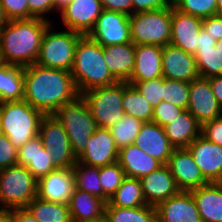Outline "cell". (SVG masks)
<instances>
[{"label":"cell","mask_w":222,"mask_h":222,"mask_svg":"<svg viewBox=\"0 0 222 222\" xmlns=\"http://www.w3.org/2000/svg\"><path fill=\"white\" fill-rule=\"evenodd\" d=\"M24 98V67L0 64V103Z\"/></svg>","instance_id":"cell-30"},{"label":"cell","mask_w":222,"mask_h":222,"mask_svg":"<svg viewBox=\"0 0 222 222\" xmlns=\"http://www.w3.org/2000/svg\"><path fill=\"white\" fill-rule=\"evenodd\" d=\"M144 205H147V202L142 192L140 179L126 176L105 206L134 208Z\"/></svg>","instance_id":"cell-32"},{"label":"cell","mask_w":222,"mask_h":222,"mask_svg":"<svg viewBox=\"0 0 222 222\" xmlns=\"http://www.w3.org/2000/svg\"><path fill=\"white\" fill-rule=\"evenodd\" d=\"M203 19L179 12L172 6V32L170 44L195 55Z\"/></svg>","instance_id":"cell-21"},{"label":"cell","mask_w":222,"mask_h":222,"mask_svg":"<svg viewBox=\"0 0 222 222\" xmlns=\"http://www.w3.org/2000/svg\"><path fill=\"white\" fill-rule=\"evenodd\" d=\"M17 152V164L25 166L37 180L56 169L39 135L26 142Z\"/></svg>","instance_id":"cell-23"},{"label":"cell","mask_w":222,"mask_h":222,"mask_svg":"<svg viewBox=\"0 0 222 222\" xmlns=\"http://www.w3.org/2000/svg\"><path fill=\"white\" fill-rule=\"evenodd\" d=\"M71 75L79 95L119 82L105 63L103 46L88 35H82L76 44Z\"/></svg>","instance_id":"cell-3"},{"label":"cell","mask_w":222,"mask_h":222,"mask_svg":"<svg viewBox=\"0 0 222 222\" xmlns=\"http://www.w3.org/2000/svg\"><path fill=\"white\" fill-rule=\"evenodd\" d=\"M129 17L124 13L103 9L88 36L103 47L130 43Z\"/></svg>","instance_id":"cell-11"},{"label":"cell","mask_w":222,"mask_h":222,"mask_svg":"<svg viewBox=\"0 0 222 222\" xmlns=\"http://www.w3.org/2000/svg\"><path fill=\"white\" fill-rule=\"evenodd\" d=\"M128 83L133 85L153 108L163 101L162 77L155 80Z\"/></svg>","instance_id":"cell-41"},{"label":"cell","mask_w":222,"mask_h":222,"mask_svg":"<svg viewBox=\"0 0 222 222\" xmlns=\"http://www.w3.org/2000/svg\"><path fill=\"white\" fill-rule=\"evenodd\" d=\"M133 13L146 12L173 6V0H132Z\"/></svg>","instance_id":"cell-46"},{"label":"cell","mask_w":222,"mask_h":222,"mask_svg":"<svg viewBox=\"0 0 222 222\" xmlns=\"http://www.w3.org/2000/svg\"><path fill=\"white\" fill-rule=\"evenodd\" d=\"M208 80L214 96L217 99L218 104L222 108V75L209 78Z\"/></svg>","instance_id":"cell-52"},{"label":"cell","mask_w":222,"mask_h":222,"mask_svg":"<svg viewBox=\"0 0 222 222\" xmlns=\"http://www.w3.org/2000/svg\"><path fill=\"white\" fill-rule=\"evenodd\" d=\"M117 162L127 177L138 179H141L163 165L160 161L145 153L134 144H130L119 150Z\"/></svg>","instance_id":"cell-26"},{"label":"cell","mask_w":222,"mask_h":222,"mask_svg":"<svg viewBox=\"0 0 222 222\" xmlns=\"http://www.w3.org/2000/svg\"><path fill=\"white\" fill-rule=\"evenodd\" d=\"M163 128L169 142L175 148H187L201 135L202 125L185 109L177 118Z\"/></svg>","instance_id":"cell-28"},{"label":"cell","mask_w":222,"mask_h":222,"mask_svg":"<svg viewBox=\"0 0 222 222\" xmlns=\"http://www.w3.org/2000/svg\"><path fill=\"white\" fill-rule=\"evenodd\" d=\"M195 56L196 67L201 78L209 79L222 75V61H220L219 49H201Z\"/></svg>","instance_id":"cell-37"},{"label":"cell","mask_w":222,"mask_h":222,"mask_svg":"<svg viewBox=\"0 0 222 222\" xmlns=\"http://www.w3.org/2000/svg\"><path fill=\"white\" fill-rule=\"evenodd\" d=\"M140 182L147 205L154 207L180 191L167 164L143 176Z\"/></svg>","instance_id":"cell-20"},{"label":"cell","mask_w":222,"mask_h":222,"mask_svg":"<svg viewBox=\"0 0 222 222\" xmlns=\"http://www.w3.org/2000/svg\"><path fill=\"white\" fill-rule=\"evenodd\" d=\"M73 0H54V9L61 11L67 5H69Z\"/></svg>","instance_id":"cell-54"},{"label":"cell","mask_w":222,"mask_h":222,"mask_svg":"<svg viewBox=\"0 0 222 222\" xmlns=\"http://www.w3.org/2000/svg\"><path fill=\"white\" fill-rule=\"evenodd\" d=\"M9 21L35 18L30 12L27 0H0Z\"/></svg>","instance_id":"cell-43"},{"label":"cell","mask_w":222,"mask_h":222,"mask_svg":"<svg viewBox=\"0 0 222 222\" xmlns=\"http://www.w3.org/2000/svg\"><path fill=\"white\" fill-rule=\"evenodd\" d=\"M45 115L31 107L26 101H5L0 103V132L19 149L26 142L39 135V127Z\"/></svg>","instance_id":"cell-4"},{"label":"cell","mask_w":222,"mask_h":222,"mask_svg":"<svg viewBox=\"0 0 222 222\" xmlns=\"http://www.w3.org/2000/svg\"><path fill=\"white\" fill-rule=\"evenodd\" d=\"M123 108L127 115L144 122H151L154 108L136 88L128 82H123Z\"/></svg>","instance_id":"cell-33"},{"label":"cell","mask_w":222,"mask_h":222,"mask_svg":"<svg viewBox=\"0 0 222 222\" xmlns=\"http://www.w3.org/2000/svg\"><path fill=\"white\" fill-rule=\"evenodd\" d=\"M125 177L124 170L118 162L99 167V180L104 192V201L106 203L122 184Z\"/></svg>","instance_id":"cell-38"},{"label":"cell","mask_w":222,"mask_h":222,"mask_svg":"<svg viewBox=\"0 0 222 222\" xmlns=\"http://www.w3.org/2000/svg\"><path fill=\"white\" fill-rule=\"evenodd\" d=\"M91 222H110V220L107 218V216L104 214L101 218H98Z\"/></svg>","instance_id":"cell-57"},{"label":"cell","mask_w":222,"mask_h":222,"mask_svg":"<svg viewBox=\"0 0 222 222\" xmlns=\"http://www.w3.org/2000/svg\"><path fill=\"white\" fill-rule=\"evenodd\" d=\"M118 152L110 129L98 127L89 137L85 152L77 159V162L103 167L117 162Z\"/></svg>","instance_id":"cell-18"},{"label":"cell","mask_w":222,"mask_h":222,"mask_svg":"<svg viewBox=\"0 0 222 222\" xmlns=\"http://www.w3.org/2000/svg\"><path fill=\"white\" fill-rule=\"evenodd\" d=\"M49 19L12 20L0 28V60L13 66L35 64Z\"/></svg>","instance_id":"cell-2"},{"label":"cell","mask_w":222,"mask_h":222,"mask_svg":"<svg viewBox=\"0 0 222 222\" xmlns=\"http://www.w3.org/2000/svg\"><path fill=\"white\" fill-rule=\"evenodd\" d=\"M202 28L209 33L216 42L222 40V14L204 18Z\"/></svg>","instance_id":"cell-47"},{"label":"cell","mask_w":222,"mask_h":222,"mask_svg":"<svg viewBox=\"0 0 222 222\" xmlns=\"http://www.w3.org/2000/svg\"><path fill=\"white\" fill-rule=\"evenodd\" d=\"M190 191L202 222H222V185L209 183Z\"/></svg>","instance_id":"cell-27"},{"label":"cell","mask_w":222,"mask_h":222,"mask_svg":"<svg viewBox=\"0 0 222 222\" xmlns=\"http://www.w3.org/2000/svg\"><path fill=\"white\" fill-rule=\"evenodd\" d=\"M79 94L71 72L35 64L24 67V98L44 115H53Z\"/></svg>","instance_id":"cell-1"},{"label":"cell","mask_w":222,"mask_h":222,"mask_svg":"<svg viewBox=\"0 0 222 222\" xmlns=\"http://www.w3.org/2000/svg\"><path fill=\"white\" fill-rule=\"evenodd\" d=\"M25 208L38 222H73L66 203L45 201L36 196Z\"/></svg>","instance_id":"cell-31"},{"label":"cell","mask_w":222,"mask_h":222,"mask_svg":"<svg viewBox=\"0 0 222 222\" xmlns=\"http://www.w3.org/2000/svg\"><path fill=\"white\" fill-rule=\"evenodd\" d=\"M11 219L12 222H38L26 208L12 209Z\"/></svg>","instance_id":"cell-50"},{"label":"cell","mask_w":222,"mask_h":222,"mask_svg":"<svg viewBox=\"0 0 222 222\" xmlns=\"http://www.w3.org/2000/svg\"><path fill=\"white\" fill-rule=\"evenodd\" d=\"M162 74L163 78L189 83L200 77L195 56L172 44L163 46Z\"/></svg>","instance_id":"cell-19"},{"label":"cell","mask_w":222,"mask_h":222,"mask_svg":"<svg viewBox=\"0 0 222 222\" xmlns=\"http://www.w3.org/2000/svg\"><path fill=\"white\" fill-rule=\"evenodd\" d=\"M9 22L8 18L5 15L4 9L0 3V28Z\"/></svg>","instance_id":"cell-55"},{"label":"cell","mask_w":222,"mask_h":222,"mask_svg":"<svg viewBox=\"0 0 222 222\" xmlns=\"http://www.w3.org/2000/svg\"><path fill=\"white\" fill-rule=\"evenodd\" d=\"M105 215L110 222H157L156 208L150 205L134 208L105 206Z\"/></svg>","instance_id":"cell-34"},{"label":"cell","mask_w":222,"mask_h":222,"mask_svg":"<svg viewBox=\"0 0 222 222\" xmlns=\"http://www.w3.org/2000/svg\"><path fill=\"white\" fill-rule=\"evenodd\" d=\"M187 110L201 125L222 117V108L214 96L208 79L199 77L190 82Z\"/></svg>","instance_id":"cell-12"},{"label":"cell","mask_w":222,"mask_h":222,"mask_svg":"<svg viewBox=\"0 0 222 222\" xmlns=\"http://www.w3.org/2000/svg\"><path fill=\"white\" fill-rule=\"evenodd\" d=\"M131 42L134 45L170 44L172 32V6L146 12L133 13L130 17Z\"/></svg>","instance_id":"cell-6"},{"label":"cell","mask_w":222,"mask_h":222,"mask_svg":"<svg viewBox=\"0 0 222 222\" xmlns=\"http://www.w3.org/2000/svg\"><path fill=\"white\" fill-rule=\"evenodd\" d=\"M88 104L92 117L100 128H110L124 115L123 82L97 87L81 94Z\"/></svg>","instance_id":"cell-9"},{"label":"cell","mask_w":222,"mask_h":222,"mask_svg":"<svg viewBox=\"0 0 222 222\" xmlns=\"http://www.w3.org/2000/svg\"><path fill=\"white\" fill-rule=\"evenodd\" d=\"M133 144L145 153L167 164L175 147L169 142L164 128L154 122H144Z\"/></svg>","instance_id":"cell-22"},{"label":"cell","mask_w":222,"mask_h":222,"mask_svg":"<svg viewBox=\"0 0 222 222\" xmlns=\"http://www.w3.org/2000/svg\"><path fill=\"white\" fill-rule=\"evenodd\" d=\"M75 188L93 194L104 200L99 180V167L77 162L73 167Z\"/></svg>","instance_id":"cell-35"},{"label":"cell","mask_w":222,"mask_h":222,"mask_svg":"<svg viewBox=\"0 0 222 222\" xmlns=\"http://www.w3.org/2000/svg\"><path fill=\"white\" fill-rule=\"evenodd\" d=\"M18 149L10 142L9 138L0 132V170L17 165Z\"/></svg>","instance_id":"cell-44"},{"label":"cell","mask_w":222,"mask_h":222,"mask_svg":"<svg viewBox=\"0 0 222 222\" xmlns=\"http://www.w3.org/2000/svg\"><path fill=\"white\" fill-rule=\"evenodd\" d=\"M218 7V14H222V0H216Z\"/></svg>","instance_id":"cell-58"},{"label":"cell","mask_w":222,"mask_h":222,"mask_svg":"<svg viewBox=\"0 0 222 222\" xmlns=\"http://www.w3.org/2000/svg\"><path fill=\"white\" fill-rule=\"evenodd\" d=\"M173 6L181 13L202 19L218 14L216 0H173Z\"/></svg>","instance_id":"cell-40"},{"label":"cell","mask_w":222,"mask_h":222,"mask_svg":"<svg viewBox=\"0 0 222 222\" xmlns=\"http://www.w3.org/2000/svg\"><path fill=\"white\" fill-rule=\"evenodd\" d=\"M29 12L35 17V18H42L46 19L44 17V14H47V12H51L54 9V0H27Z\"/></svg>","instance_id":"cell-48"},{"label":"cell","mask_w":222,"mask_h":222,"mask_svg":"<svg viewBox=\"0 0 222 222\" xmlns=\"http://www.w3.org/2000/svg\"><path fill=\"white\" fill-rule=\"evenodd\" d=\"M155 208L157 222H202L191 191L180 190Z\"/></svg>","instance_id":"cell-16"},{"label":"cell","mask_w":222,"mask_h":222,"mask_svg":"<svg viewBox=\"0 0 222 222\" xmlns=\"http://www.w3.org/2000/svg\"><path fill=\"white\" fill-rule=\"evenodd\" d=\"M104 60L110 73L119 81L127 82L135 66V45L130 43L103 47Z\"/></svg>","instance_id":"cell-25"},{"label":"cell","mask_w":222,"mask_h":222,"mask_svg":"<svg viewBox=\"0 0 222 222\" xmlns=\"http://www.w3.org/2000/svg\"><path fill=\"white\" fill-rule=\"evenodd\" d=\"M39 136L44 148L50 152L53 166L56 169L72 168L77 163L68 135L62 124L53 115H45L42 118Z\"/></svg>","instance_id":"cell-10"},{"label":"cell","mask_w":222,"mask_h":222,"mask_svg":"<svg viewBox=\"0 0 222 222\" xmlns=\"http://www.w3.org/2000/svg\"><path fill=\"white\" fill-rule=\"evenodd\" d=\"M162 46L135 45V66L127 82H142L163 77Z\"/></svg>","instance_id":"cell-24"},{"label":"cell","mask_w":222,"mask_h":222,"mask_svg":"<svg viewBox=\"0 0 222 222\" xmlns=\"http://www.w3.org/2000/svg\"><path fill=\"white\" fill-rule=\"evenodd\" d=\"M142 124L143 122L141 120L125 114L109 128L118 150L133 144L136 136L140 132Z\"/></svg>","instance_id":"cell-36"},{"label":"cell","mask_w":222,"mask_h":222,"mask_svg":"<svg viewBox=\"0 0 222 222\" xmlns=\"http://www.w3.org/2000/svg\"><path fill=\"white\" fill-rule=\"evenodd\" d=\"M163 101L187 109L190 83L162 77Z\"/></svg>","instance_id":"cell-39"},{"label":"cell","mask_w":222,"mask_h":222,"mask_svg":"<svg viewBox=\"0 0 222 222\" xmlns=\"http://www.w3.org/2000/svg\"><path fill=\"white\" fill-rule=\"evenodd\" d=\"M101 2L105 10L124 13L128 16L133 14L132 0H101Z\"/></svg>","instance_id":"cell-49"},{"label":"cell","mask_w":222,"mask_h":222,"mask_svg":"<svg viewBox=\"0 0 222 222\" xmlns=\"http://www.w3.org/2000/svg\"><path fill=\"white\" fill-rule=\"evenodd\" d=\"M187 149L209 183H217L222 175V146L199 135Z\"/></svg>","instance_id":"cell-17"},{"label":"cell","mask_w":222,"mask_h":222,"mask_svg":"<svg viewBox=\"0 0 222 222\" xmlns=\"http://www.w3.org/2000/svg\"><path fill=\"white\" fill-rule=\"evenodd\" d=\"M38 180L25 167L14 165L0 170V206L4 210L25 208L37 196Z\"/></svg>","instance_id":"cell-7"},{"label":"cell","mask_w":222,"mask_h":222,"mask_svg":"<svg viewBox=\"0 0 222 222\" xmlns=\"http://www.w3.org/2000/svg\"><path fill=\"white\" fill-rule=\"evenodd\" d=\"M216 49H219L220 61H222V40L216 42Z\"/></svg>","instance_id":"cell-56"},{"label":"cell","mask_w":222,"mask_h":222,"mask_svg":"<svg viewBox=\"0 0 222 222\" xmlns=\"http://www.w3.org/2000/svg\"><path fill=\"white\" fill-rule=\"evenodd\" d=\"M0 222H12L11 210H4L0 208Z\"/></svg>","instance_id":"cell-53"},{"label":"cell","mask_w":222,"mask_h":222,"mask_svg":"<svg viewBox=\"0 0 222 222\" xmlns=\"http://www.w3.org/2000/svg\"><path fill=\"white\" fill-rule=\"evenodd\" d=\"M217 183L220 184V185H222V175H221L220 180H219Z\"/></svg>","instance_id":"cell-59"},{"label":"cell","mask_w":222,"mask_h":222,"mask_svg":"<svg viewBox=\"0 0 222 222\" xmlns=\"http://www.w3.org/2000/svg\"><path fill=\"white\" fill-rule=\"evenodd\" d=\"M183 108L170 104L169 102L161 101L154 107L153 117L151 122L164 127L170 124L175 118H177L182 112Z\"/></svg>","instance_id":"cell-42"},{"label":"cell","mask_w":222,"mask_h":222,"mask_svg":"<svg viewBox=\"0 0 222 222\" xmlns=\"http://www.w3.org/2000/svg\"><path fill=\"white\" fill-rule=\"evenodd\" d=\"M53 116L62 124L73 154L78 159L85 152L89 137L98 128L88 104L82 95H79L60 107Z\"/></svg>","instance_id":"cell-5"},{"label":"cell","mask_w":222,"mask_h":222,"mask_svg":"<svg viewBox=\"0 0 222 222\" xmlns=\"http://www.w3.org/2000/svg\"><path fill=\"white\" fill-rule=\"evenodd\" d=\"M214 46H216V40L202 28L198 37L197 51L213 48Z\"/></svg>","instance_id":"cell-51"},{"label":"cell","mask_w":222,"mask_h":222,"mask_svg":"<svg viewBox=\"0 0 222 222\" xmlns=\"http://www.w3.org/2000/svg\"><path fill=\"white\" fill-rule=\"evenodd\" d=\"M102 11L101 0H73L60 12L67 29L88 35Z\"/></svg>","instance_id":"cell-14"},{"label":"cell","mask_w":222,"mask_h":222,"mask_svg":"<svg viewBox=\"0 0 222 222\" xmlns=\"http://www.w3.org/2000/svg\"><path fill=\"white\" fill-rule=\"evenodd\" d=\"M106 202L88 192L75 188L69 202L73 222H91L105 214Z\"/></svg>","instance_id":"cell-29"},{"label":"cell","mask_w":222,"mask_h":222,"mask_svg":"<svg viewBox=\"0 0 222 222\" xmlns=\"http://www.w3.org/2000/svg\"><path fill=\"white\" fill-rule=\"evenodd\" d=\"M167 165L180 190L190 191L209 184L187 148H175Z\"/></svg>","instance_id":"cell-13"},{"label":"cell","mask_w":222,"mask_h":222,"mask_svg":"<svg viewBox=\"0 0 222 222\" xmlns=\"http://www.w3.org/2000/svg\"><path fill=\"white\" fill-rule=\"evenodd\" d=\"M75 189L73 168L55 169L37 183V197L45 201L69 204Z\"/></svg>","instance_id":"cell-15"},{"label":"cell","mask_w":222,"mask_h":222,"mask_svg":"<svg viewBox=\"0 0 222 222\" xmlns=\"http://www.w3.org/2000/svg\"><path fill=\"white\" fill-rule=\"evenodd\" d=\"M51 28L50 24L43 34L36 64L71 72L75 47L82 34L71 30L51 32Z\"/></svg>","instance_id":"cell-8"},{"label":"cell","mask_w":222,"mask_h":222,"mask_svg":"<svg viewBox=\"0 0 222 222\" xmlns=\"http://www.w3.org/2000/svg\"><path fill=\"white\" fill-rule=\"evenodd\" d=\"M201 135L207 140L222 146V117L204 123Z\"/></svg>","instance_id":"cell-45"}]
</instances>
